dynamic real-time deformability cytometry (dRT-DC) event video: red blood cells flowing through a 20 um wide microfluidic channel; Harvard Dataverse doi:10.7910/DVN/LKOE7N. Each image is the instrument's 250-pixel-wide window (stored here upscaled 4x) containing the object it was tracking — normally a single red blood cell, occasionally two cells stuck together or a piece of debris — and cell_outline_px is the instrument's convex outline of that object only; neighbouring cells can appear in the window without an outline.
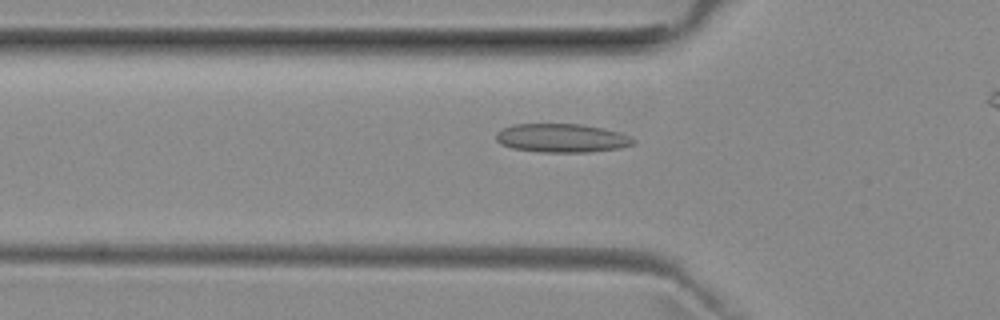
{"species": "common noctule bat (a hibernating species)", "species_latin": "Nyctalus noctula", "temperature_condition": "room temperature", "stored_images_in_passage": 30, "camera_frame_rate_fps": 3000, "um_per_image_px": 0.085, "animal": {"sex": "female", "body_mass_g": 29.2, "forearm_length_mm": 56.3}, "frame": {"image": 1, "passage_image": 3, "time_ms": 0.667, "image_size_px": [1000, 320], "cell_outline_px": [[636, 144], [620, 148], [588, 152], [544, 152], [512, 148], [500, 144], [496, 140], [496, 132], [500, 128], [512, 124], [584, 124], [604, 128], [620, 132], [632, 136], [636, 140]], "centroid_in_image_um": [47.78, 11.72], "position_along_channel_um": 78.0, "area_um2": 23.29}}
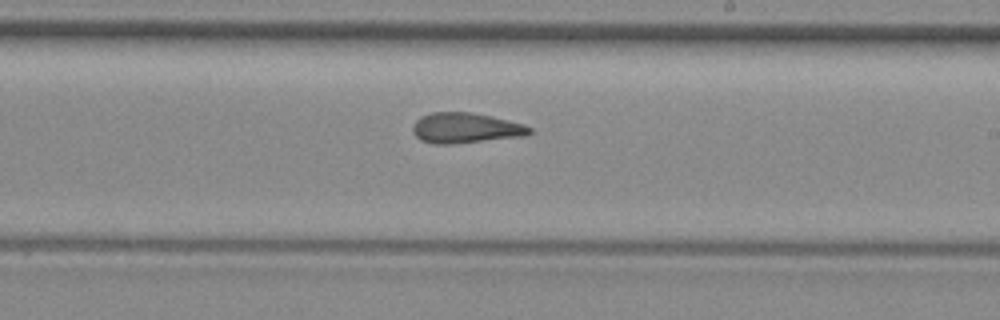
{"frame": {"image": 2, "passage_image": 16, "time_ms": 5.0, "image_size_px": [1000, 320], "cell_outline_px": [[532, 132], [528, 136], [452, 144], [436, 144], [420, 140], [412, 132], [412, 128], [416, 120], [420, 116], [432, 112], [472, 112], [492, 116], [524, 124], [532, 128]], "centroid_in_image_um": [39.59, 10.88], "position_along_channel_um": 249.4, "area_um2": 20.92}}
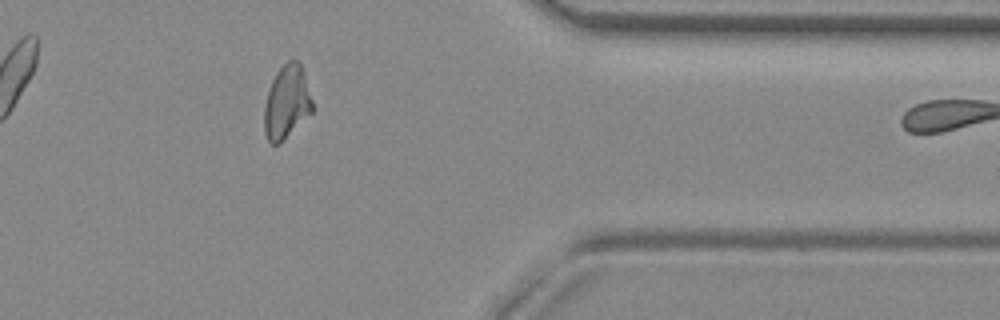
{"frame": {"image": 3, "passage_image": 28, "time_ms": 9.0, "image_size_px": [1000, 320], "cell_outline_px": [[312, 112], [280, 144], [272, 144], [268, 140], [264, 132], [264, 108], [268, 92], [272, 80], [276, 72], [288, 60], [296, 60], [300, 64], [312, 100]], "centroid_in_image_um": [24.35, 8.72], "position_along_channel_um": 387.1, "area_um2": 20.29}}